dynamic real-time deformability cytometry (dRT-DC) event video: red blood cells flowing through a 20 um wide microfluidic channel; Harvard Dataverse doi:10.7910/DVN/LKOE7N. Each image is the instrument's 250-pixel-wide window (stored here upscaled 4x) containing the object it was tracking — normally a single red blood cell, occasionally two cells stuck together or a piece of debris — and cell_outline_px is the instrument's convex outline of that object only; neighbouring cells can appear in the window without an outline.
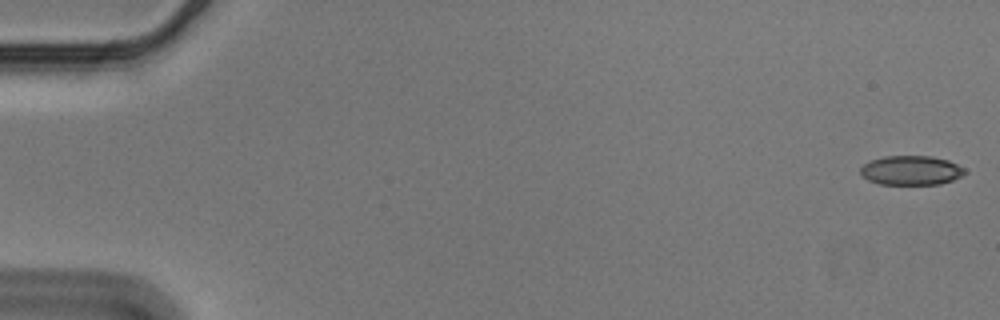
{"species": "Egyptian fruit bat (a non-hibernating species)", "species_latin": "Rousettus aegyptiacus", "temperature_condition": "cold", "stored_images_in_passage": 56, "camera_frame_rate_fps": 3000, "um_per_image_px": 0.085, "animal": {"sex": "male"}, "frame": {"image": 1, "passage_image": 1, "time_ms": 0.0, "image_size_px": [1000, 320], "cell_outline_px": [[968, 172], [952, 180], [940, 184], [880, 184], [868, 180], [860, 172], [860, 168], [864, 164], [872, 160], [884, 156], [932, 156], [948, 160], [964, 168]], "centroid_in_image_um": [77.46, 14.48], "position_along_channel_um": 7.5, "area_um2": 17.74}}
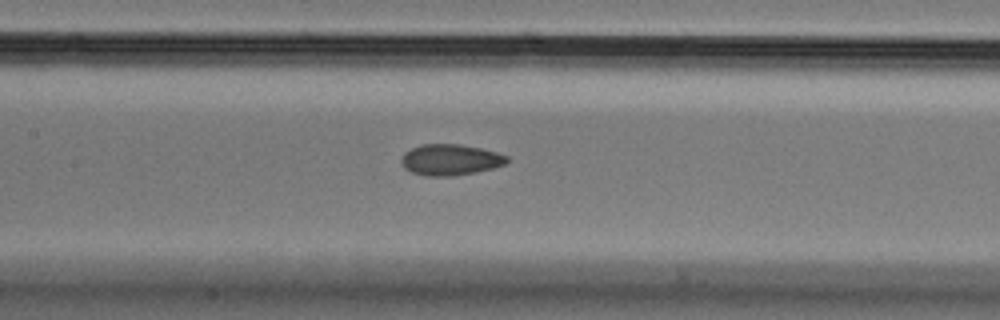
{"frame": {"image": 2, "passage_image": 27, "time_ms": 8.667, "image_size_px": [1000, 320], "cell_outline_px": [[508, 160], [504, 164], [492, 168], [476, 172], [452, 176], [424, 176], [412, 172], [404, 168], [400, 164], [400, 160], [404, 152], [420, 144], [460, 144], [480, 148], [496, 152], [508, 156]], "centroid_in_image_um": [38.23, 13.58], "position_along_channel_um": 169.2, "area_um2": 19.19}}
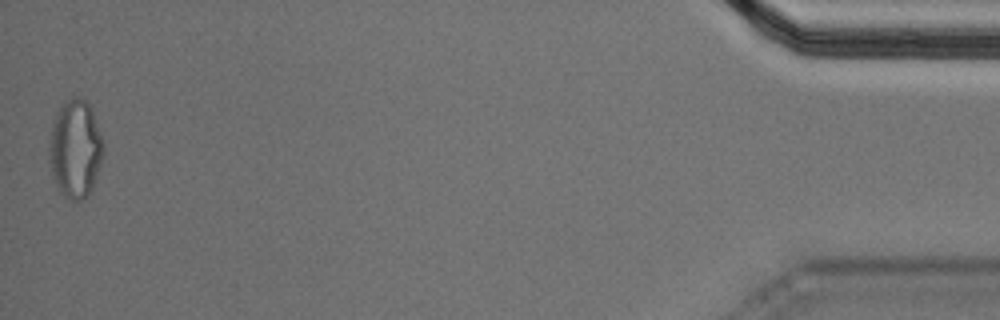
{"frame": {"image": 3, "passage_image": 56, "time_ms": 18.333, "image_size_px": [1000, 320], "cell_outline_px": [[104, 152], [92, 188], [88, 196], [80, 200], [72, 200], [64, 196], [56, 188], [52, 176], [48, 160], [48, 144], [52, 120], [56, 112], [72, 96], [84, 96], [92, 108], [104, 140]], "centroid_in_image_um": [6.39, 12.62], "position_along_channel_um": 428.8, "area_um2": 31.79}, "authors_computed_cell_mechanics": {"area_um2": 18.9873, "velocity_mm_per_s": 3.5759, "shape_relaxation_time_tau1_ms": null, "shape_relaxation_time_tau2_ms": 1.7691, "deformation_change_tau1": null, "deformation_change_tau2": 0.0514}}